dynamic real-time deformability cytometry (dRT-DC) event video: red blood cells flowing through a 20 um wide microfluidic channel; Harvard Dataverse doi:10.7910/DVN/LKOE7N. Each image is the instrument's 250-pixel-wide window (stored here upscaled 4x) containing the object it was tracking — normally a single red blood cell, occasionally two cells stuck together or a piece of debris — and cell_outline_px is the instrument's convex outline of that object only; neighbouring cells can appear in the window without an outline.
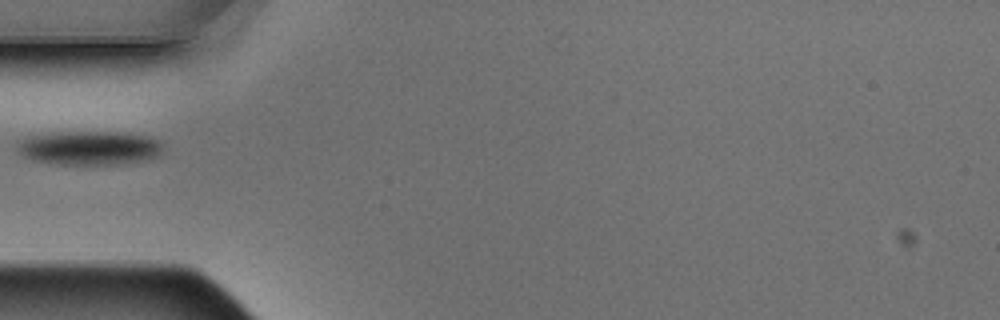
{"species": "Egyptian fruit bat (a non-hibernating species)", "species_latin": "Rousettus aegyptiacus", "temperature_condition": "warm", "stored_images_in_passage": 6, "camera_frame_rate_fps": 3000, "um_per_image_px": 0.085, "animal": {"sex": "male"}, "frame": {"image": 1, "passage_image": 5, "time_ms": 1.333, "image_size_px": [1000, 320], "cell_outline_px": [[160, 156], [120, 164], [56, 164], [36, 160], [24, 156], [16, 152], [16, 148], [24, 140], [32, 136], [56, 132], [116, 132], [144, 136], [160, 140]], "centroid_in_image_um": [7.59, 12.58], "position_along_channel_um": 77.4, "area_um2": 28.26}}
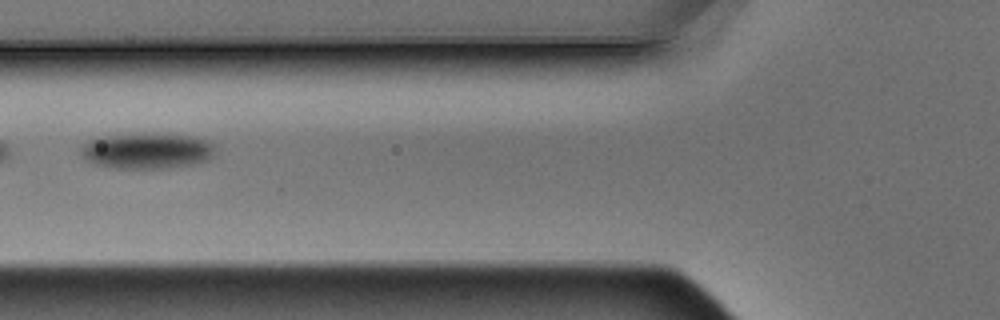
{"frame": {"image": 2, "passage_image": 6, "time_ms": 1.667, "image_size_px": [1000, 320], "cell_outline_px": [[212, 156], [208, 160], [192, 164], [168, 168], [112, 168], [96, 164], [84, 160], [80, 152], [80, 148], [88, 140], [104, 136], [188, 136], [208, 140], [212, 144]], "centroid_in_image_um": [12.43, 12.87], "position_along_channel_um": 113.4, "area_um2": 26.93}}